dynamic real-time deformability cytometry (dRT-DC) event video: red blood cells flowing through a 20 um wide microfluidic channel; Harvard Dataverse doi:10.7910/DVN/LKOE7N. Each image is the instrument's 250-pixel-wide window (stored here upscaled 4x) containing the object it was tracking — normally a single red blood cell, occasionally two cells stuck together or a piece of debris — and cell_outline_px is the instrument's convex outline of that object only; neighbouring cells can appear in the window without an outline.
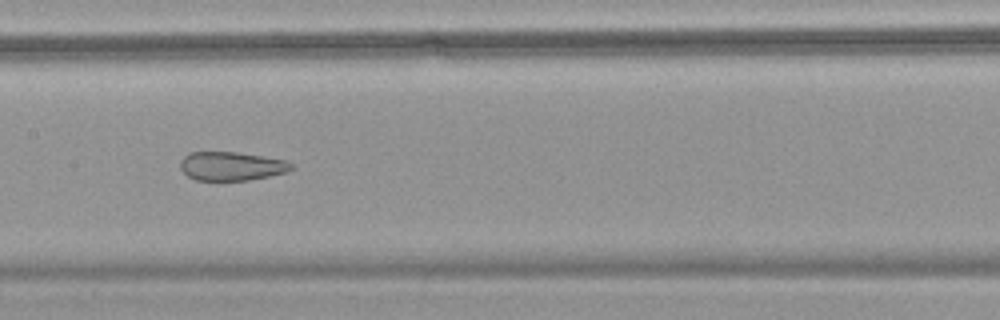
{"species": "common noctule bat (a hibernating species)", "species_latin": "Nyctalus noctula", "temperature_condition": "warm", "stored_images_in_passage": 38, "camera_frame_rate_fps": 3000, "um_per_image_px": 0.085, "animal": {"sex": "female", "body_mass_g": 18.4}, "frame": {"image": 1, "passage_image": 11, "time_ms": 3.333, "image_size_px": [1000, 320], "cell_outline_px": [[292, 168], [288, 172], [248, 180], [196, 180], [188, 176], [180, 168], [180, 160], [188, 152], [236, 152], [264, 156], [284, 160], [292, 164]], "centroid_in_image_um": [19.65, 14.11], "position_along_channel_um": 187.8, "area_um2": 18.55}}
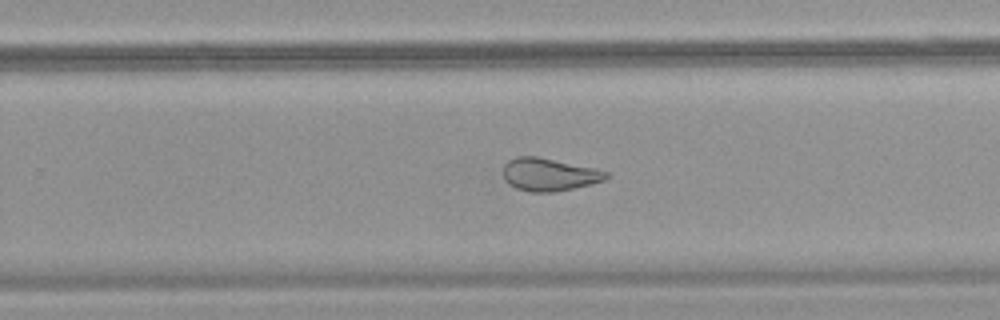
{"frame": {"image": 2, "passage_image": 19, "time_ms": 6.0, "image_size_px": [1000, 320], "cell_outline_px": [[608, 176], [604, 180], [556, 192], [528, 192], [516, 188], [508, 184], [504, 180], [504, 164], [508, 160], [516, 156], [536, 156], [596, 168], [608, 172]], "centroid_in_image_um": [46.63, 14.83], "position_along_channel_um": 283.2, "area_um2": 19.65}}
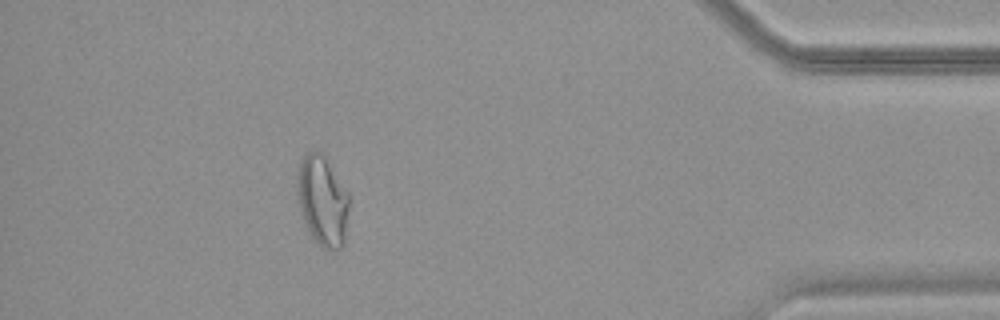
{"frame": {"image": 3, "passage_image": 33, "time_ms": 10.667, "image_size_px": [1000, 320], "cell_outline_px": [[348, 208], [344, 244], [340, 248], [324, 248], [312, 236], [304, 220], [296, 196], [296, 172], [300, 160], [308, 152], [324, 152], [348, 192]], "centroid_in_image_um": [27.39, 16.98], "position_along_channel_um": 407.8, "area_um2": 27.28}, "authors_computed_cell_mechanics": {"area_um2": 21.0103, "velocity_mm_per_s": 3.594, "shape_relaxation_time_tau1_ms": null, "shape_relaxation_time_tau2_ms": 1.4732, "deformation_change_tau1": null, "deformation_change_tau2": 0.0983}}